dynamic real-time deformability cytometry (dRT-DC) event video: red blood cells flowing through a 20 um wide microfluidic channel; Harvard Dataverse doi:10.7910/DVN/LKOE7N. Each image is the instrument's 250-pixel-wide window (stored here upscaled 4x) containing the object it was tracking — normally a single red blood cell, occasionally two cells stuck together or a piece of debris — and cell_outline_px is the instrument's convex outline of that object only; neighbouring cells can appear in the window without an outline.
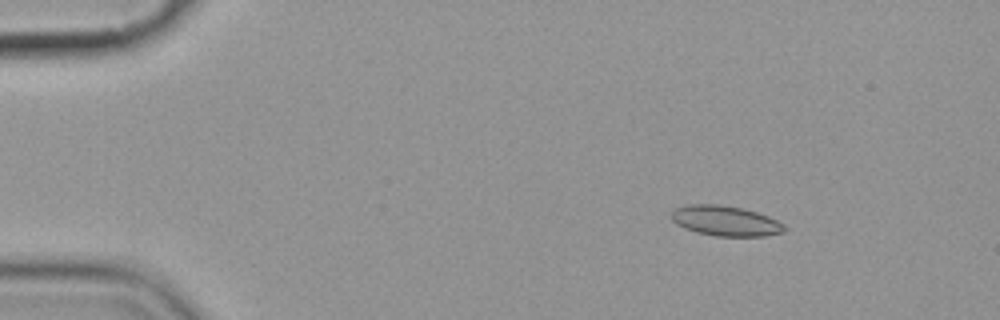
{"species": "common noctule bat (a hibernating species)", "species_latin": "Nyctalus noctula", "temperature_condition": "cold", "stored_images_in_passage": 6, "camera_frame_rate_fps": 3000, "um_per_image_px": 0.085, "animal": {"sex": "female", "body_mass_g": 19.9}, "frame": {"image": 1, "passage_image": 2, "time_ms": 2.333, "image_size_px": [1000, 320], "cell_outline_px": [[788, 228], [784, 232], [764, 236], [716, 236], [696, 232], [684, 228], [676, 224], [672, 220], [672, 208], [688, 204], [720, 204], [740, 208], [756, 212], [768, 216], [784, 224]], "centroid_in_image_um": [61.65, 18.77], "position_along_channel_um": 23.4, "area_um2": 20.0}}
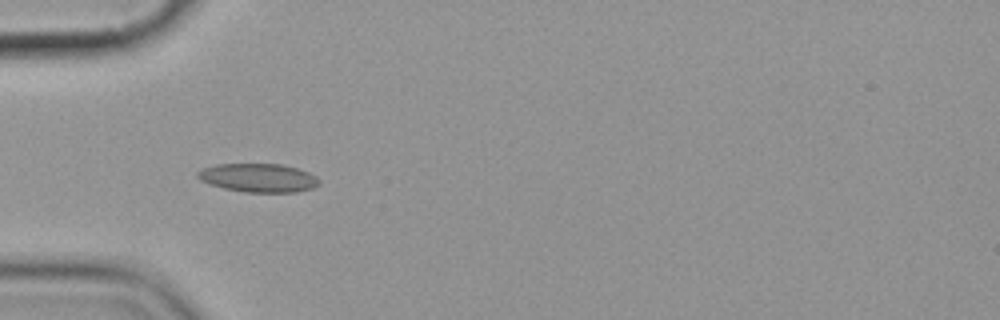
{"frame": {"image": 2, "passage_image": 5, "time_ms": 5.667, "image_size_px": [1000, 320], "cell_outline_px": [[320, 184], [312, 188], [296, 192], [244, 192], [224, 188], [208, 184], [200, 180], [196, 176], [196, 172], [204, 168], [216, 164], [280, 164], [296, 168], [308, 172], [316, 176], [320, 180]], "centroid_in_image_um": [21.95, 15.12], "position_along_channel_um": 63.1, "area_um2": 20.29}}
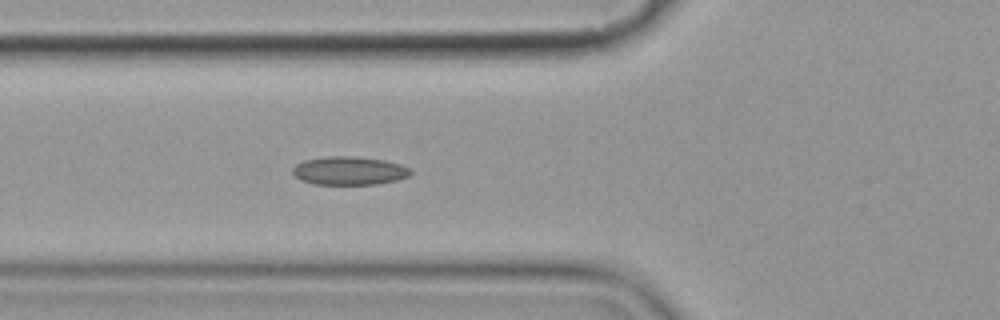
{"frame": {"image": 3, "passage_image": 6, "time_ms": 6.667, "image_size_px": [1000, 320], "cell_outline_px": [[412, 172], [408, 176], [396, 180], [376, 184], [312, 184], [300, 180], [292, 172], [292, 168], [296, 164], [304, 160], [328, 156], [352, 156], [384, 160], [400, 164], [412, 168]], "centroid_in_image_um": [29.68, 14.51], "position_along_channel_um": 96.1, "area_um2": 19.54}}